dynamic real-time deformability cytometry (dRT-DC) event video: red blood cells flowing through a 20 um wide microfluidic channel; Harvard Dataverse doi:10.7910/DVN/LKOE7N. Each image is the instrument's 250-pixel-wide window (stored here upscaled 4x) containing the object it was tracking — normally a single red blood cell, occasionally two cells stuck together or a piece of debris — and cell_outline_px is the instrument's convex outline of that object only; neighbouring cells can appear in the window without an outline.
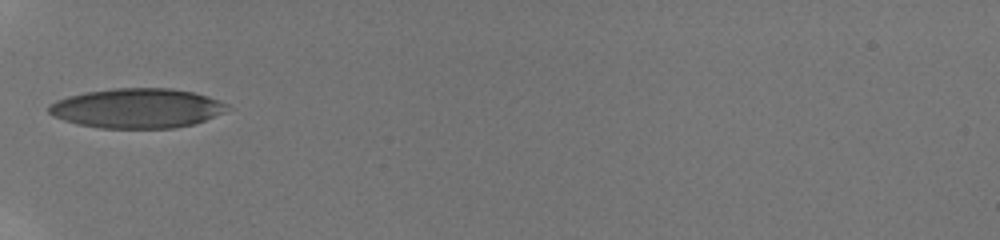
{"species": "human", "species_latin": "Homo sapiens", "temperature_condition": "room temperature", "stored_images_in_passage": 35, "camera_frame_rate_fps": 3000, "um_per_image_px": 0.085, "donor": {"sex": "male"}, "frame": {"image": 1, "passage_image": 1, "time_ms": 0.0, "image_size_px": [1000, 240], "cell_outline_px": [[232, 108], [224, 112], [196, 124], [176, 128], [100, 128], [80, 124], [64, 120], [48, 112], [48, 104], [56, 100], [68, 96], [84, 92], [112, 88], [172, 88], [192, 92], [208, 96], [228, 104]], "centroid_in_image_um": [11.68, 9.19], "position_along_channel_um": 73.3, "area_um2": 41.44}}
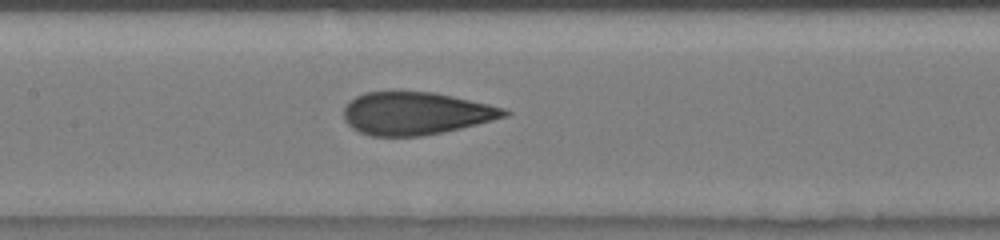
{"frame": {"image": 2, "passage_image": 12, "time_ms": 2.667, "image_size_px": [1000, 240], "cell_outline_px": [[512, 112], [508, 116], [444, 132], [420, 136], [368, 136], [352, 128], [344, 120], [344, 108], [348, 100], [364, 92], [392, 88], [436, 92], [488, 104], [504, 108]], "centroid_in_image_um": [35.28, 9.59], "position_along_channel_um": 172.1, "area_um2": 41.04}}
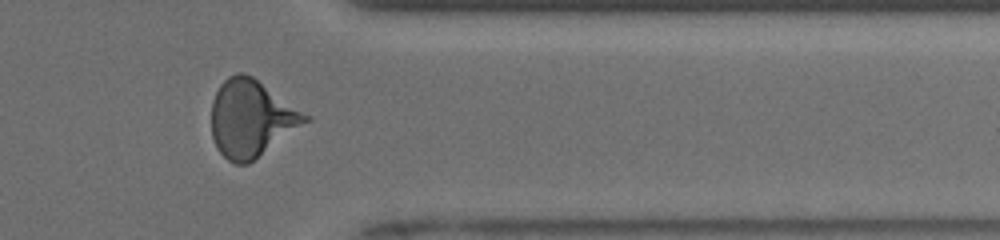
{"frame": {"image": 3, "passage_image": 27, "time_ms": 8.333, "image_size_px": [1000, 240], "cell_outline_px": [[312, 120], [248, 164], [236, 164], [228, 160], [216, 148], [212, 136], [212, 100], [220, 84], [228, 76], [236, 72], [244, 72], [252, 76], [312, 116]], "centroid_in_image_um": [21.39, 10.06], "position_along_channel_um": 390.0, "area_um2": 42.43}, "authors_computed_cell_mechanics": {"area_um2": 40.46, "velocity_mm_per_s": 3.9092, "shape_relaxation_time_tau1_ms": 3.7967, "shape_relaxation_time_tau2_ms": 0.7305, "deformation_change_tau1": 0.1608, "deformation_change_tau2": 0.0716}}